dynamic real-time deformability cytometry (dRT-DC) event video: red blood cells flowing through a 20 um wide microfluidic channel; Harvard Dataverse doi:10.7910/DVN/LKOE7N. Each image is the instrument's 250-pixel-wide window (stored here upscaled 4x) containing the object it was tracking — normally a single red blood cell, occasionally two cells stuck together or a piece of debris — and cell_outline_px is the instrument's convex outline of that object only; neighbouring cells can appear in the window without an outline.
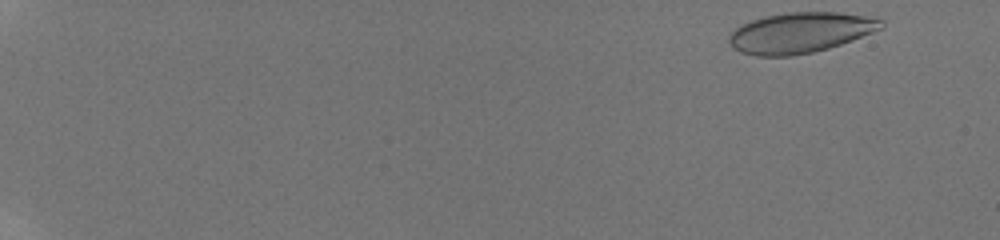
{"species": "human", "species_latin": "Homo sapiens", "temperature_condition": "room temperature", "stored_images_in_passage": 53, "camera_frame_rate_fps": 3000, "um_per_image_px": 0.085, "donor": {"sex": "male"}, "frame": {"image": 1, "passage_image": 2, "time_ms": 0.333, "image_size_px": [1000, 240], "cell_outline_px": [[884, 28], [852, 40], [828, 48], [812, 52], [792, 56], [756, 56], [740, 52], [732, 48], [728, 40], [728, 36], [740, 24], [764, 16], [788, 12], [840, 12], [864, 16], [884, 20]], "centroid_in_image_um": [68.0, 2.78], "position_along_channel_um": 17.0, "area_um2": 36.01}}
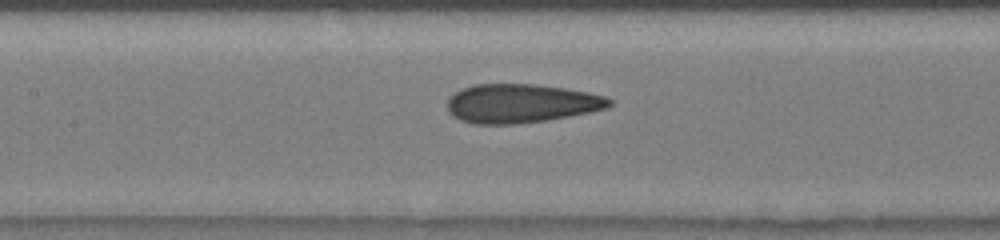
{"frame": {"image": 2, "passage_image": 28, "time_ms": 9.0, "image_size_px": [1000, 240], "cell_outline_px": [[612, 104], [608, 108], [548, 120], [516, 124], [472, 124], [460, 120], [452, 116], [448, 112], [448, 100], [460, 88], [472, 84], [536, 84], [564, 88], [588, 92], [604, 96], [612, 100]], "centroid_in_image_um": [44.27, 8.79], "position_along_channel_um": 163.1, "area_um2": 36.82}}
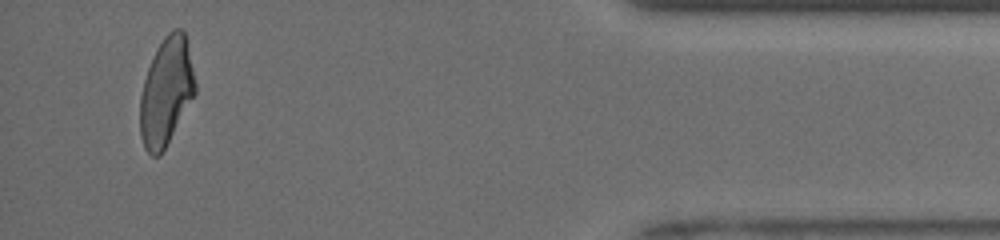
{"frame": {"image": 3, "passage_image": 51, "time_ms": 16.667, "image_size_px": [1000, 240], "cell_outline_px": [[196, 92], [160, 156], [152, 156], [144, 148], [140, 136], [140, 96], [144, 80], [148, 68], [156, 48], [164, 36], [172, 28], [180, 28], [184, 32], [196, 84]], "centroid_in_image_um": [14.11, 7.79], "position_along_channel_um": 421.1, "area_um2": 34.33}, "authors_computed_cell_mechanics": {"area_um2": 35.836, "velocity_mm_per_s": 3.9698, "shape_relaxation_time_tau1_ms": 10.4847, "shape_relaxation_time_tau2_ms": 1.1063, "deformation_change_tau1": 0.2405, "deformation_change_tau2": 0.0766}}